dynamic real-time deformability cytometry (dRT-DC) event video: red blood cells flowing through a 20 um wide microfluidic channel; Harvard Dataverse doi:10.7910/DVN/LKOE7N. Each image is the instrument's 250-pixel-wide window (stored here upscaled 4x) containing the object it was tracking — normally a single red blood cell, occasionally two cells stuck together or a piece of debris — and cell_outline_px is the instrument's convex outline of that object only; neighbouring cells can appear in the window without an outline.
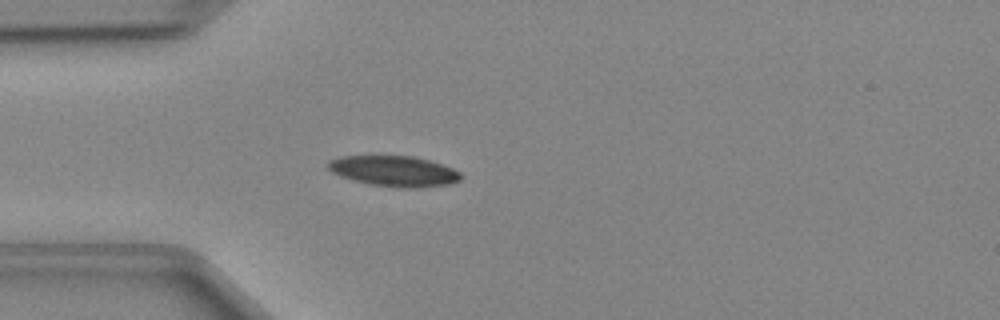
{"species": "Egyptian fruit bat (a non-hibernating species)", "species_latin": "Rousettus aegyptiacus", "temperature_condition": "cold", "stored_images_in_passage": 47, "camera_frame_rate_fps": 3000, "um_per_image_px": 0.085, "animal": {"sex": "female"}, "frame": {"image": 1, "passage_image": 12, "time_ms": 3.667, "image_size_px": [1000, 320], "cell_outline_px": [[460, 180], [448, 184], [420, 188], [396, 188], [368, 184], [340, 176], [332, 172], [328, 168], [328, 160], [340, 156], [412, 156], [428, 160], [452, 168], [460, 172]], "centroid_in_image_um": [33.47, 14.55], "position_along_channel_um": 51.5, "area_um2": 23.64}}
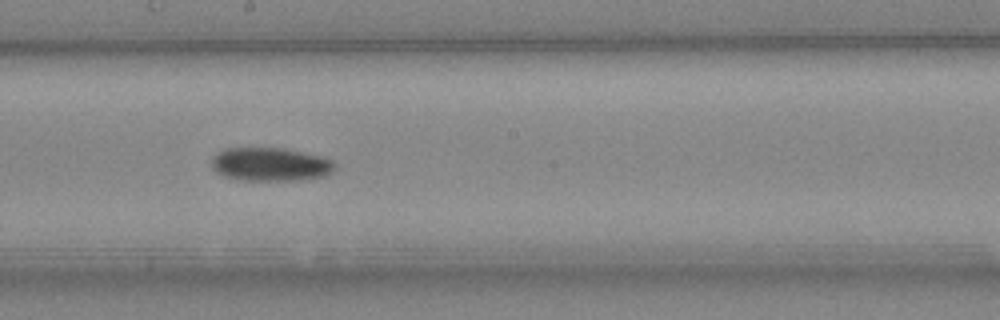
{"frame": {"image": 2, "passage_image": 25, "time_ms": 8.0, "image_size_px": [1000, 320], "cell_outline_px": [[336, 168], [332, 172], [324, 176], [292, 180], [240, 180], [224, 176], [216, 172], [212, 168], [212, 156], [216, 152], [224, 148], [284, 148], [320, 156], [332, 160], [336, 164]], "centroid_in_image_um": [22.95, 13.96], "position_along_channel_um": 225.2, "area_um2": 24.1}}
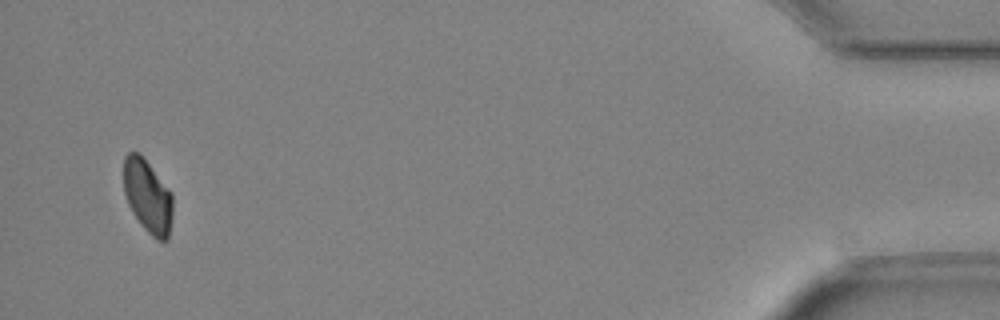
{"frame": {"image": 3, "passage_image": 45, "time_ms": 14.667, "image_size_px": [1000, 320], "cell_outline_px": [[172, 220], [168, 240], [156, 240], [144, 228], [132, 212], [128, 204], [124, 192], [124, 156], [128, 152], [140, 152], [172, 192]], "centroid_in_image_um": [12.56, 16.66], "position_along_channel_um": 422.6, "area_um2": 21.15}}